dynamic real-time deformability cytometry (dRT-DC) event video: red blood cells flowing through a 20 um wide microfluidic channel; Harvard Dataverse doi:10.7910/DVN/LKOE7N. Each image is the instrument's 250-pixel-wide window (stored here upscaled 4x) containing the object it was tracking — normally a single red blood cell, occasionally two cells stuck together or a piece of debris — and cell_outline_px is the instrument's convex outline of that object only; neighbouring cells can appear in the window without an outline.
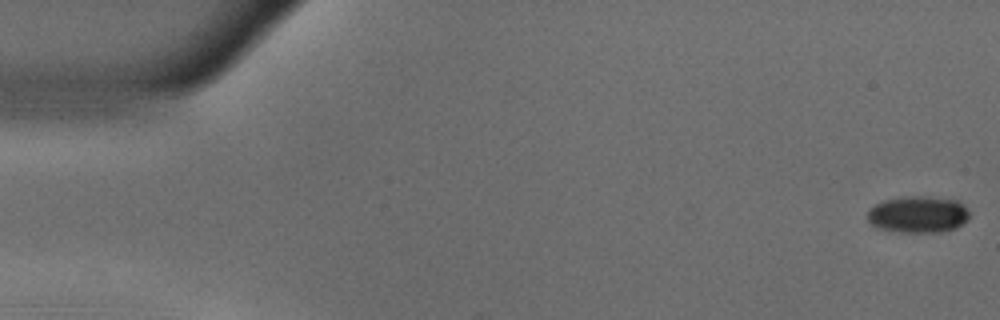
{"species": "common noctule bat (a hibernating species)", "species_latin": "Nyctalus noctula", "temperature_condition": "warm", "stored_images_in_passage": 55, "camera_frame_rate_fps": 3000, "um_per_image_px": 0.085, "animal": {"sex": "male", "body_mass_g": 18.8}, "frame": {"image": 1, "passage_image": 1, "time_ms": 0.0, "image_size_px": [1000, 320], "cell_outline_px": [[968, 220], [956, 228], [940, 232], [900, 232], [880, 228], [872, 224], [868, 220], [868, 212], [876, 204], [884, 200], [904, 196], [924, 196], [960, 200], [968, 212]], "centroid_in_image_um": [78.07, 18.22], "position_along_channel_um": 6.9, "area_um2": 21.73}}
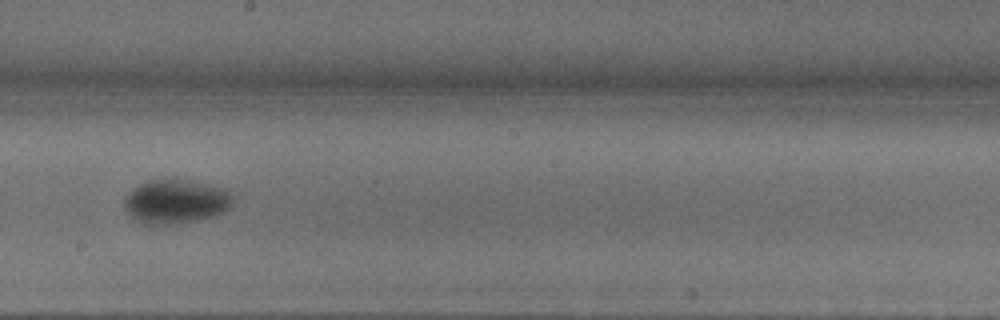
{"frame": {"image": 2, "passage_image": 31, "time_ms": 10.0, "image_size_px": [1000, 320], "cell_outline_px": [[232, 204], [224, 212], [216, 216], [200, 220], [176, 224], [144, 224], [132, 220], [124, 208], [124, 196], [128, 192], [140, 184], [148, 180], [176, 176], [228, 188], [232, 192]], "centroid_in_image_um": [14.95, 17.09], "position_along_channel_um": 233.2, "area_um2": 29.19}}
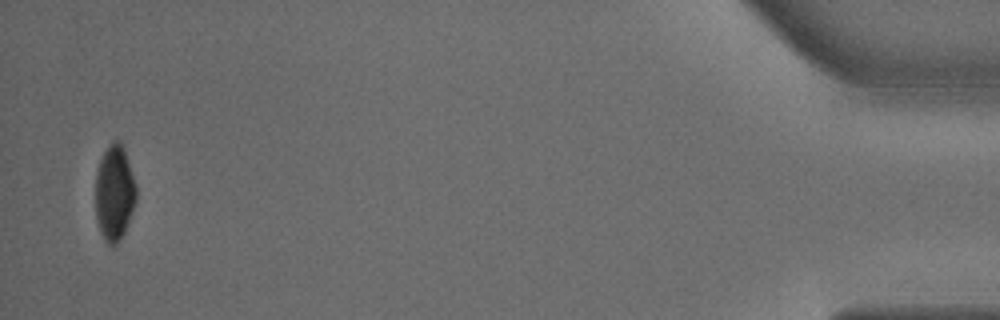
{"frame": {"image": 3, "passage_image": 54, "time_ms": 17.667, "image_size_px": [1000, 320], "cell_outline_px": [[136, 200], [132, 212], [124, 232], [116, 248], [112, 248], [104, 240], [100, 232], [96, 220], [96, 172], [100, 160], [108, 144], [112, 140], [120, 140], [124, 148], [136, 184]], "centroid_in_image_um": [9.72, 16.42], "position_along_channel_um": 425.5, "area_um2": 22.95}, "authors_computed_cell_mechanics": {"area_um2": 25.8366, "velocity_mm_per_s": 3.6506, "shape_relaxation_time_tau1_ms": 5.9486, "shape_relaxation_time_tau2_ms": 3.6489, "deformation_change_tau1": 0.1604, "deformation_change_tau2": 0.0382}}